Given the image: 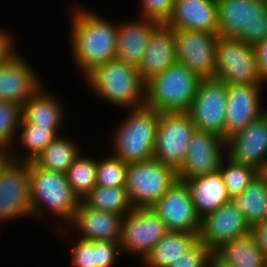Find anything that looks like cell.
<instances>
[{"mask_svg": "<svg viewBox=\"0 0 267 267\" xmlns=\"http://www.w3.org/2000/svg\"><path fill=\"white\" fill-rule=\"evenodd\" d=\"M226 156L223 138L210 132L195 130L181 166L176 170L180 181L217 172Z\"/></svg>", "mask_w": 267, "mask_h": 267, "instance_id": "cell-14", "label": "cell"}, {"mask_svg": "<svg viewBox=\"0 0 267 267\" xmlns=\"http://www.w3.org/2000/svg\"><path fill=\"white\" fill-rule=\"evenodd\" d=\"M195 130L188 112L159 113L153 158L177 170Z\"/></svg>", "mask_w": 267, "mask_h": 267, "instance_id": "cell-10", "label": "cell"}, {"mask_svg": "<svg viewBox=\"0 0 267 267\" xmlns=\"http://www.w3.org/2000/svg\"><path fill=\"white\" fill-rule=\"evenodd\" d=\"M29 173L31 217H39L41 210L42 213L48 210L53 217L56 215L64 222L57 229L66 228L72 222L80 200L73 193L65 174L40 168L33 161H29Z\"/></svg>", "mask_w": 267, "mask_h": 267, "instance_id": "cell-4", "label": "cell"}, {"mask_svg": "<svg viewBox=\"0 0 267 267\" xmlns=\"http://www.w3.org/2000/svg\"><path fill=\"white\" fill-rule=\"evenodd\" d=\"M105 157L97 160L96 185L105 187L125 186L127 163L112 154Z\"/></svg>", "mask_w": 267, "mask_h": 267, "instance_id": "cell-35", "label": "cell"}, {"mask_svg": "<svg viewBox=\"0 0 267 267\" xmlns=\"http://www.w3.org/2000/svg\"><path fill=\"white\" fill-rule=\"evenodd\" d=\"M10 158V153L7 150L0 149V169L6 163V161Z\"/></svg>", "mask_w": 267, "mask_h": 267, "instance_id": "cell-43", "label": "cell"}, {"mask_svg": "<svg viewBox=\"0 0 267 267\" xmlns=\"http://www.w3.org/2000/svg\"><path fill=\"white\" fill-rule=\"evenodd\" d=\"M20 53L0 66V101L12 102L20 107L43 84L36 70Z\"/></svg>", "mask_w": 267, "mask_h": 267, "instance_id": "cell-20", "label": "cell"}, {"mask_svg": "<svg viewBox=\"0 0 267 267\" xmlns=\"http://www.w3.org/2000/svg\"><path fill=\"white\" fill-rule=\"evenodd\" d=\"M127 111V116L111 134L112 155L127 164L152 159L159 112L146 106Z\"/></svg>", "mask_w": 267, "mask_h": 267, "instance_id": "cell-3", "label": "cell"}, {"mask_svg": "<svg viewBox=\"0 0 267 267\" xmlns=\"http://www.w3.org/2000/svg\"><path fill=\"white\" fill-rule=\"evenodd\" d=\"M264 84H227L225 141L267 112L262 103Z\"/></svg>", "mask_w": 267, "mask_h": 267, "instance_id": "cell-16", "label": "cell"}, {"mask_svg": "<svg viewBox=\"0 0 267 267\" xmlns=\"http://www.w3.org/2000/svg\"><path fill=\"white\" fill-rule=\"evenodd\" d=\"M198 241V234L168 231L142 261L144 267H169Z\"/></svg>", "mask_w": 267, "mask_h": 267, "instance_id": "cell-28", "label": "cell"}, {"mask_svg": "<svg viewBox=\"0 0 267 267\" xmlns=\"http://www.w3.org/2000/svg\"><path fill=\"white\" fill-rule=\"evenodd\" d=\"M176 58L200 79L215 78L218 34L189 29H173Z\"/></svg>", "mask_w": 267, "mask_h": 267, "instance_id": "cell-13", "label": "cell"}, {"mask_svg": "<svg viewBox=\"0 0 267 267\" xmlns=\"http://www.w3.org/2000/svg\"><path fill=\"white\" fill-rule=\"evenodd\" d=\"M124 216L116 213H108L88 207L82 200L80 201L72 222L66 228H60V233L70 229L78 238L89 241H119L121 238L122 221ZM62 230V231H61Z\"/></svg>", "mask_w": 267, "mask_h": 267, "instance_id": "cell-19", "label": "cell"}, {"mask_svg": "<svg viewBox=\"0 0 267 267\" xmlns=\"http://www.w3.org/2000/svg\"><path fill=\"white\" fill-rule=\"evenodd\" d=\"M177 180L173 167L152 158L127 164L125 189L134 208L152 207Z\"/></svg>", "mask_w": 267, "mask_h": 267, "instance_id": "cell-7", "label": "cell"}, {"mask_svg": "<svg viewBox=\"0 0 267 267\" xmlns=\"http://www.w3.org/2000/svg\"><path fill=\"white\" fill-rule=\"evenodd\" d=\"M184 182L190 191L196 212L201 218L231 201L219 170Z\"/></svg>", "mask_w": 267, "mask_h": 267, "instance_id": "cell-24", "label": "cell"}, {"mask_svg": "<svg viewBox=\"0 0 267 267\" xmlns=\"http://www.w3.org/2000/svg\"><path fill=\"white\" fill-rule=\"evenodd\" d=\"M95 96L123 109L145 106V83L136 67L112 59L96 66L85 77Z\"/></svg>", "mask_w": 267, "mask_h": 267, "instance_id": "cell-2", "label": "cell"}, {"mask_svg": "<svg viewBox=\"0 0 267 267\" xmlns=\"http://www.w3.org/2000/svg\"><path fill=\"white\" fill-rule=\"evenodd\" d=\"M231 201L244 215L249 228L267 218V179L259 172L251 183Z\"/></svg>", "mask_w": 267, "mask_h": 267, "instance_id": "cell-27", "label": "cell"}, {"mask_svg": "<svg viewBox=\"0 0 267 267\" xmlns=\"http://www.w3.org/2000/svg\"><path fill=\"white\" fill-rule=\"evenodd\" d=\"M175 0H140V14L143 17L165 23L169 18Z\"/></svg>", "mask_w": 267, "mask_h": 267, "instance_id": "cell-38", "label": "cell"}, {"mask_svg": "<svg viewBox=\"0 0 267 267\" xmlns=\"http://www.w3.org/2000/svg\"><path fill=\"white\" fill-rule=\"evenodd\" d=\"M160 24L143 16L117 22L116 59L137 68L151 34Z\"/></svg>", "mask_w": 267, "mask_h": 267, "instance_id": "cell-23", "label": "cell"}, {"mask_svg": "<svg viewBox=\"0 0 267 267\" xmlns=\"http://www.w3.org/2000/svg\"><path fill=\"white\" fill-rule=\"evenodd\" d=\"M200 78L176 63L145 83V106L159 113L188 112Z\"/></svg>", "mask_w": 267, "mask_h": 267, "instance_id": "cell-5", "label": "cell"}, {"mask_svg": "<svg viewBox=\"0 0 267 267\" xmlns=\"http://www.w3.org/2000/svg\"><path fill=\"white\" fill-rule=\"evenodd\" d=\"M75 140L58 134L32 161L40 168L66 174L81 153Z\"/></svg>", "mask_w": 267, "mask_h": 267, "instance_id": "cell-29", "label": "cell"}, {"mask_svg": "<svg viewBox=\"0 0 267 267\" xmlns=\"http://www.w3.org/2000/svg\"><path fill=\"white\" fill-rule=\"evenodd\" d=\"M226 156L262 172L267 163V112L225 141Z\"/></svg>", "mask_w": 267, "mask_h": 267, "instance_id": "cell-17", "label": "cell"}, {"mask_svg": "<svg viewBox=\"0 0 267 267\" xmlns=\"http://www.w3.org/2000/svg\"><path fill=\"white\" fill-rule=\"evenodd\" d=\"M257 69L263 84L267 83V38L254 46Z\"/></svg>", "mask_w": 267, "mask_h": 267, "instance_id": "cell-40", "label": "cell"}, {"mask_svg": "<svg viewBox=\"0 0 267 267\" xmlns=\"http://www.w3.org/2000/svg\"><path fill=\"white\" fill-rule=\"evenodd\" d=\"M60 99L41 86L21 106V118L28 124L42 127H62L65 115Z\"/></svg>", "mask_w": 267, "mask_h": 267, "instance_id": "cell-25", "label": "cell"}, {"mask_svg": "<svg viewBox=\"0 0 267 267\" xmlns=\"http://www.w3.org/2000/svg\"><path fill=\"white\" fill-rule=\"evenodd\" d=\"M215 57V79L226 84H263L252 45L239 38L218 35Z\"/></svg>", "mask_w": 267, "mask_h": 267, "instance_id": "cell-8", "label": "cell"}, {"mask_svg": "<svg viewBox=\"0 0 267 267\" xmlns=\"http://www.w3.org/2000/svg\"><path fill=\"white\" fill-rule=\"evenodd\" d=\"M249 232L244 215L229 201L201 218L198 240L215 252L223 244Z\"/></svg>", "mask_w": 267, "mask_h": 267, "instance_id": "cell-18", "label": "cell"}, {"mask_svg": "<svg viewBox=\"0 0 267 267\" xmlns=\"http://www.w3.org/2000/svg\"><path fill=\"white\" fill-rule=\"evenodd\" d=\"M82 201L92 209L123 216L134 208L130 203L125 186L96 185Z\"/></svg>", "mask_w": 267, "mask_h": 267, "instance_id": "cell-32", "label": "cell"}, {"mask_svg": "<svg viewBox=\"0 0 267 267\" xmlns=\"http://www.w3.org/2000/svg\"><path fill=\"white\" fill-rule=\"evenodd\" d=\"M26 217L31 218L29 161L9 158L0 169V226Z\"/></svg>", "mask_w": 267, "mask_h": 267, "instance_id": "cell-9", "label": "cell"}, {"mask_svg": "<svg viewBox=\"0 0 267 267\" xmlns=\"http://www.w3.org/2000/svg\"><path fill=\"white\" fill-rule=\"evenodd\" d=\"M250 233L262 252L263 256L267 259V218L256 226L250 229Z\"/></svg>", "mask_w": 267, "mask_h": 267, "instance_id": "cell-41", "label": "cell"}, {"mask_svg": "<svg viewBox=\"0 0 267 267\" xmlns=\"http://www.w3.org/2000/svg\"><path fill=\"white\" fill-rule=\"evenodd\" d=\"M152 208L167 231L199 234L201 217L196 212L185 182L177 180Z\"/></svg>", "mask_w": 267, "mask_h": 267, "instance_id": "cell-15", "label": "cell"}, {"mask_svg": "<svg viewBox=\"0 0 267 267\" xmlns=\"http://www.w3.org/2000/svg\"><path fill=\"white\" fill-rule=\"evenodd\" d=\"M18 128L20 130H17V135L20 134L18 138H20V144L25 152L20 153L21 156L16 150L11 149L9 153L11 159L19 161H32L58 134L62 133L60 132L61 127H42L28 124L22 118Z\"/></svg>", "mask_w": 267, "mask_h": 267, "instance_id": "cell-31", "label": "cell"}, {"mask_svg": "<svg viewBox=\"0 0 267 267\" xmlns=\"http://www.w3.org/2000/svg\"><path fill=\"white\" fill-rule=\"evenodd\" d=\"M13 34L0 27V66L8 63L18 54Z\"/></svg>", "mask_w": 267, "mask_h": 267, "instance_id": "cell-39", "label": "cell"}, {"mask_svg": "<svg viewBox=\"0 0 267 267\" xmlns=\"http://www.w3.org/2000/svg\"><path fill=\"white\" fill-rule=\"evenodd\" d=\"M167 232L152 207L133 208L122 221L121 251L137 255L142 262Z\"/></svg>", "mask_w": 267, "mask_h": 267, "instance_id": "cell-11", "label": "cell"}, {"mask_svg": "<svg viewBox=\"0 0 267 267\" xmlns=\"http://www.w3.org/2000/svg\"><path fill=\"white\" fill-rule=\"evenodd\" d=\"M20 119L21 107L18 104L0 101V149L9 151L14 147Z\"/></svg>", "mask_w": 267, "mask_h": 267, "instance_id": "cell-36", "label": "cell"}, {"mask_svg": "<svg viewBox=\"0 0 267 267\" xmlns=\"http://www.w3.org/2000/svg\"><path fill=\"white\" fill-rule=\"evenodd\" d=\"M219 171L231 199L243 192L259 173L255 168L232 161L227 156L221 161Z\"/></svg>", "mask_w": 267, "mask_h": 267, "instance_id": "cell-34", "label": "cell"}, {"mask_svg": "<svg viewBox=\"0 0 267 267\" xmlns=\"http://www.w3.org/2000/svg\"><path fill=\"white\" fill-rule=\"evenodd\" d=\"M267 179V163H266V166L265 168L263 169V171L261 172Z\"/></svg>", "mask_w": 267, "mask_h": 267, "instance_id": "cell-44", "label": "cell"}, {"mask_svg": "<svg viewBox=\"0 0 267 267\" xmlns=\"http://www.w3.org/2000/svg\"><path fill=\"white\" fill-rule=\"evenodd\" d=\"M172 29H189L218 34L216 0H175L164 23Z\"/></svg>", "mask_w": 267, "mask_h": 267, "instance_id": "cell-22", "label": "cell"}, {"mask_svg": "<svg viewBox=\"0 0 267 267\" xmlns=\"http://www.w3.org/2000/svg\"><path fill=\"white\" fill-rule=\"evenodd\" d=\"M212 267H236L235 265L232 264H227L223 262L215 253L213 254L212 257Z\"/></svg>", "mask_w": 267, "mask_h": 267, "instance_id": "cell-42", "label": "cell"}, {"mask_svg": "<svg viewBox=\"0 0 267 267\" xmlns=\"http://www.w3.org/2000/svg\"><path fill=\"white\" fill-rule=\"evenodd\" d=\"M70 261L73 267H115L121 247L119 241H89L75 237Z\"/></svg>", "mask_w": 267, "mask_h": 267, "instance_id": "cell-26", "label": "cell"}, {"mask_svg": "<svg viewBox=\"0 0 267 267\" xmlns=\"http://www.w3.org/2000/svg\"><path fill=\"white\" fill-rule=\"evenodd\" d=\"M214 252L199 240L169 267H212Z\"/></svg>", "mask_w": 267, "mask_h": 267, "instance_id": "cell-37", "label": "cell"}, {"mask_svg": "<svg viewBox=\"0 0 267 267\" xmlns=\"http://www.w3.org/2000/svg\"><path fill=\"white\" fill-rule=\"evenodd\" d=\"M214 253L223 262L236 267H267V259L250 232L223 244Z\"/></svg>", "mask_w": 267, "mask_h": 267, "instance_id": "cell-30", "label": "cell"}, {"mask_svg": "<svg viewBox=\"0 0 267 267\" xmlns=\"http://www.w3.org/2000/svg\"><path fill=\"white\" fill-rule=\"evenodd\" d=\"M227 84L215 79H200L188 113L196 130L210 132L225 141Z\"/></svg>", "mask_w": 267, "mask_h": 267, "instance_id": "cell-12", "label": "cell"}, {"mask_svg": "<svg viewBox=\"0 0 267 267\" xmlns=\"http://www.w3.org/2000/svg\"><path fill=\"white\" fill-rule=\"evenodd\" d=\"M72 9L70 53L84 78L96 66L116 58L117 22L80 5Z\"/></svg>", "mask_w": 267, "mask_h": 267, "instance_id": "cell-1", "label": "cell"}, {"mask_svg": "<svg viewBox=\"0 0 267 267\" xmlns=\"http://www.w3.org/2000/svg\"><path fill=\"white\" fill-rule=\"evenodd\" d=\"M218 35L254 46L267 38L265 0H216Z\"/></svg>", "mask_w": 267, "mask_h": 267, "instance_id": "cell-6", "label": "cell"}, {"mask_svg": "<svg viewBox=\"0 0 267 267\" xmlns=\"http://www.w3.org/2000/svg\"><path fill=\"white\" fill-rule=\"evenodd\" d=\"M177 63L174 30L161 23L151 34L137 67L140 79L146 83L152 77Z\"/></svg>", "mask_w": 267, "mask_h": 267, "instance_id": "cell-21", "label": "cell"}, {"mask_svg": "<svg viewBox=\"0 0 267 267\" xmlns=\"http://www.w3.org/2000/svg\"><path fill=\"white\" fill-rule=\"evenodd\" d=\"M96 166L97 159L80 153L65 174L80 201L96 186Z\"/></svg>", "mask_w": 267, "mask_h": 267, "instance_id": "cell-33", "label": "cell"}]
</instances>
